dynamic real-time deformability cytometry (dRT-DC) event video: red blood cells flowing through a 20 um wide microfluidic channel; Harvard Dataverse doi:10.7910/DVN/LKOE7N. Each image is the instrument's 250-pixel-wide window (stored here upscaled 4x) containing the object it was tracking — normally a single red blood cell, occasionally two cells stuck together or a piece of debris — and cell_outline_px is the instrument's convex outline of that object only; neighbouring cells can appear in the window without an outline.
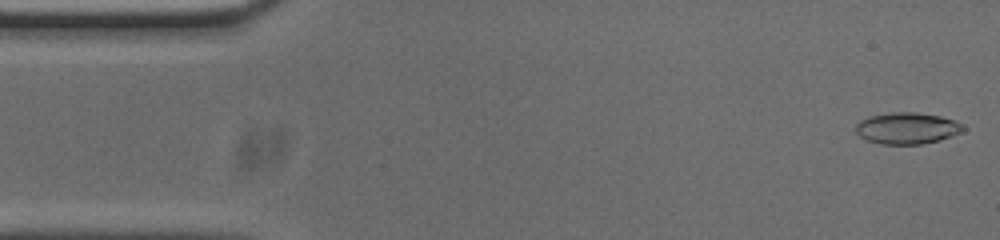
{"species": "common noctule bat (a hibernating species)", "species_latin": "Nyctalus noctula", "temperature_condition": "cold", "stored_images_in_passage": 52, "camera_frame_rate_fps": 3000, "um_per_image_px": 0.085, "animal": {"sex": "male", "body_mass_g": 20.0, "forearm_length_mm": 53.3}, "frame": {"image": 1, "passage_image": 1, "time_ms": 0.0, "image_size_px": [1000, 240], "cell_outline_px": [[964, 132], [940, 140], [920, 144], [880, 144], [868, 140], [860, 136], [856, 132], [856, 124], [860, 120], [872, 116], [892, 112], [916, 112], [940, 116], [956, 120], [964, 124]], "centroid_in_image_um": [77.15, 10.9], "position_along_channel_um": 7.8, "area_um2": 19.77}}
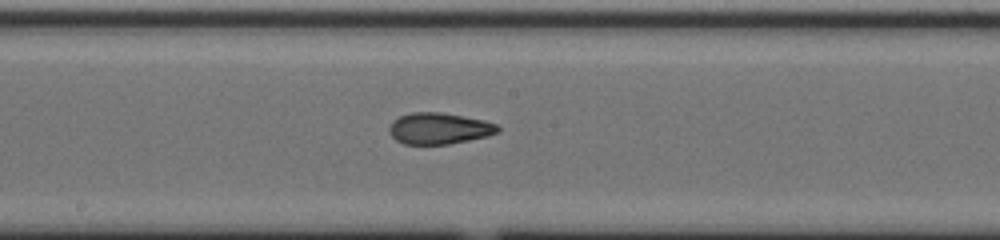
{"frame": {"image": 2, "passage_image": 26, "time_ms": 8.333, "image_size_px": [1000, 240], "cell_outline_px": [[500, 132], [488, 136], [448, 144], [404, 144], [396, 140], [388, 132], [388, 128], [392, 120], [400, 116], [412, 112], [440, 112], [464, 116], [484, 120], [496, 124], [500, 128]], "centroid_in_image_um": [37.31, 10.91], "position_along_channel_um": 210.9, "area_um2": 19.94}}
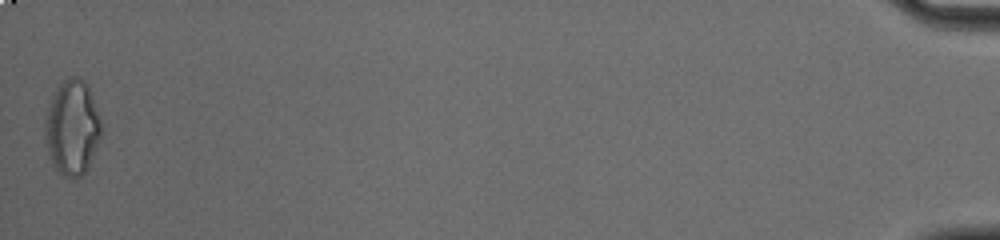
{"frame": {"image": 3, "passage_image": 52, "time_ms": 17.0, "image_size_px": [1000, 240], "cell_outline_px": [[100, 136], [88, 168], [80, 176], [68, 176], [60, 172], [52, 164], [44, 140], [44, 120], [48, 104], [52, 96], [60, 84], [68, 76], [80, 76], [88, 84], [100, 120]], "centroid_in_image_um": [6.1, 10.79], "position_along_channel_um": 429.1, "area_um2": 30.92}, "authors_computed_cell_mechanics": {"area_um2": 19.9988, "velocity_mm_per_s": 3.7699, "shape_relaxation_time_tau1_ms": null, "shape_relaxation_time_tau2_ms": 2.5495, "deformation_change_tau1": null, "deformation_change_tau2": 0.0861}}